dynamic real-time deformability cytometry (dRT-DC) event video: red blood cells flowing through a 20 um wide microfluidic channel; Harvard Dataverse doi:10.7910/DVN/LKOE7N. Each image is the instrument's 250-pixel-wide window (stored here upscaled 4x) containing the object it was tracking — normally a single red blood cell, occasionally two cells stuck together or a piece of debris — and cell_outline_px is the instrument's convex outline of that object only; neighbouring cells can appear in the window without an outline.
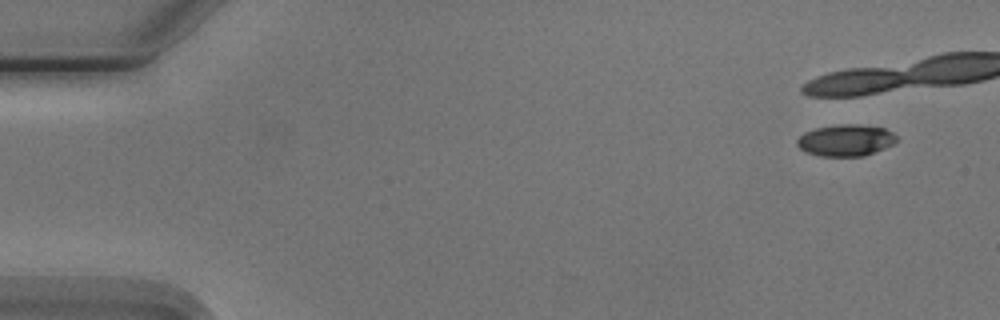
{"species": "Egyptian fruit bat (a non-hibernating species)", "species_latin": "Rousettus aegyptiacus", "temperature_condition": "cold", "stored_images_in_passage": 5, "camera_frame_rate_fps": 3000, "um_per_image_px": 0.085, "animal": {"sex": "male"}, "frame": {"image": 1, "passage_image": 1, "time_ms": 0.0, "image_size_px": [1000, 320], "cell_outline_px": [[896, 140], [892, 144], [884, 148], [864, 156], [820, 156], [804, 152], [796, 144], [796, 140], [804, 132], [816, 128], [840, 124], [860, 124], [884, 128], [892, 132], [896, 136]], "centroid_in_image_um": [71.85, 11.92], "position_along_channel_um": 13.1, "area_um2": 18.32}}